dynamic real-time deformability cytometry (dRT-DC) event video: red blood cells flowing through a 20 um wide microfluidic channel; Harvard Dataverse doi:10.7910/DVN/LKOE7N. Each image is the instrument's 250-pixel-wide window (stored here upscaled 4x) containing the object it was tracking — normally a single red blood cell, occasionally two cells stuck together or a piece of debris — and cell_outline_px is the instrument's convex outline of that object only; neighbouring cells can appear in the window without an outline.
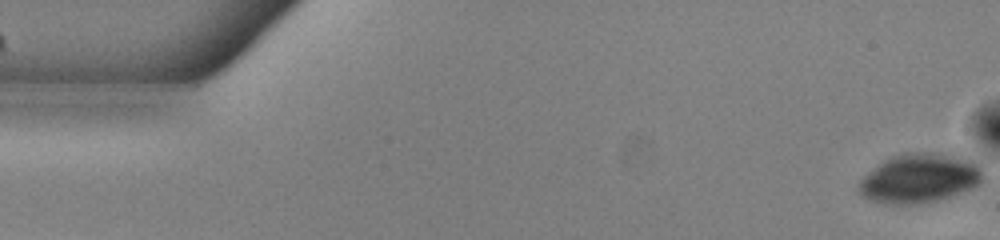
{"species": "common noctule bat (a hibernating species)", "species_latin": "Nyctalus noctula", "temperature_condition": "warm", "stored_images_in_passage": 22, "camera_frame_rate_fps": 3000, "um_per_image_px": 0.085, "animal": {"sex": "male", "body_mass_g": 13.0, "forearm_length_mm": 53.1}, "frame": {"image": 1, "passage_image": 1, "time_ms": 0.0, "image_size_px": [1000, 240], "cell_outline_px": [[980, 180], [972, 188], [936, 200], [920, 204], [884, 204], [868, 200], [860, 196], [856, 192], [856, 188], [860, 180], [868, 172], [884, 160], [892, 156], [904, 152], [932, 152], [972, 160], [980, 164]], "centroid_in_image_um": [78.05, 15.16], "position_along_channel_um": 7.0, "area_um2": 35.55}}